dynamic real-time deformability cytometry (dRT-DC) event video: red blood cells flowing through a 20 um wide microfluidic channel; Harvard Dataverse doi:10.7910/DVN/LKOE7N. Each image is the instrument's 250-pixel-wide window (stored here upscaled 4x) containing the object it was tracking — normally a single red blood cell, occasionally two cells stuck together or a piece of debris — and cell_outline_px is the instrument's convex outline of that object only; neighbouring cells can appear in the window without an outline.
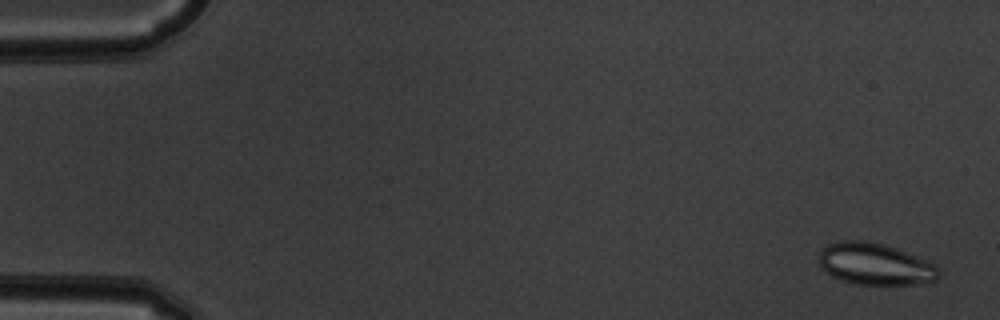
{"species": "common noctule bat (a hibernating species)", "species_latin": "Nyctalus noctula", "temperature_condition": "warm", "stored_images_in_passage": 53, "camera_frame_rate_fps": 3000, "um_per_image_px": 0.085, "animal": {"sex": "male", "body_mass_g": 19.5, "forearm_length_mm": 54.6}, "frame": {"image": 1, "passage_image": 2, "time_ms": 0.333, "image_size_px": [1000, 320], "cell_outline_px": [[940, 276], [936, 280], [916, 284], [856, 284], [840, 280], [832, 276], [820, 268], [820, 252], [828, 244], [844, 240], [864, 240], [896, 248], [936, 264], [940, 268]], "centroid_in_image_um": [74.4, 22.45], "position_along_channel_um": 10.6, "area_um2": 29.07}}
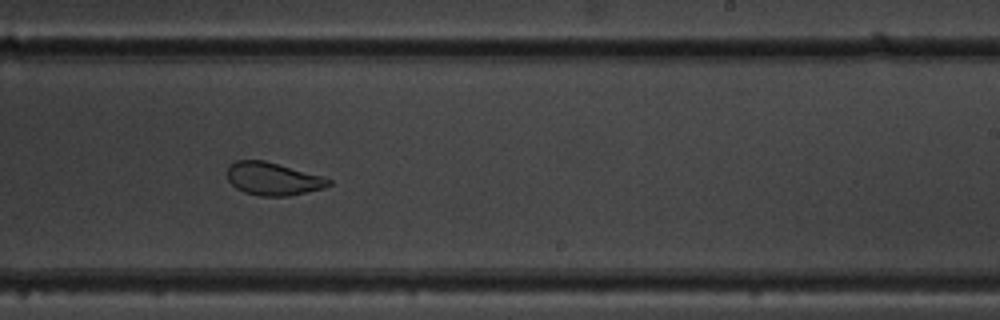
{"frame": {"image": 2, "passage_image": 33, "time_ms": 10.667, "image_size_px": [1000, 320], "cell_outline_px": [[332, 184], [324, 188], [288, 196], [260, 196], [244, 192], [236, 188], [228, 180], [228, 164], [236, 160], [264, 160], [324, 176], [332, 180]], "centroid_in_image_um": [23.22, 15.19], "position_along_channel_um": 265.8, "area_um2": 19.54}}
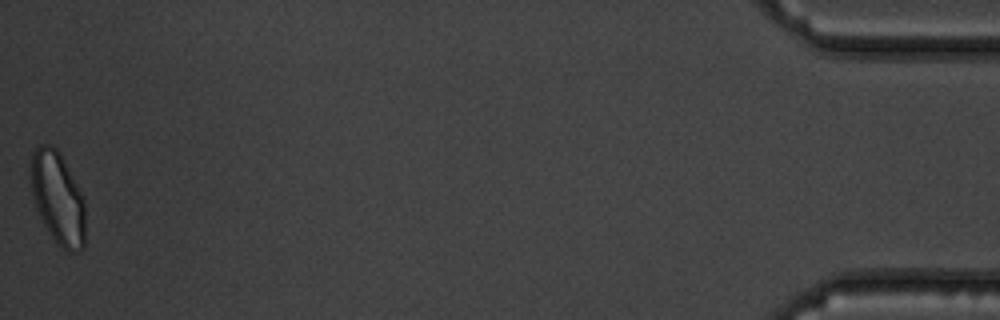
{"frame": {"image": 3, "passage_image": 53, "time_ms": 17.333, "image_size_px": [1000, 320], "cell_outline_px": [[84, 248], [80, 252], [68, 252], [56, 244], [44, 224], [36, 208], [32, 192], [32, 152], [40, 144], [52, 144], [56, 148], [84, 196]], "centroid_in_image_um": [4.93, 16.88], "position_along_channel_um": 430.3, "area_um2": 29.07}, "authors_computed_cell_mechanics": {"area_um2": 26.299, "velocity_mm_per_s": 3.8319, "shape_relaxation_time_tau1_ms": 7.7695, "shape_relaxation_time_tau2_ms": 1.0984, "deformation_change_tau1": 0.18, "deformation_change_tau2": 0.062}}